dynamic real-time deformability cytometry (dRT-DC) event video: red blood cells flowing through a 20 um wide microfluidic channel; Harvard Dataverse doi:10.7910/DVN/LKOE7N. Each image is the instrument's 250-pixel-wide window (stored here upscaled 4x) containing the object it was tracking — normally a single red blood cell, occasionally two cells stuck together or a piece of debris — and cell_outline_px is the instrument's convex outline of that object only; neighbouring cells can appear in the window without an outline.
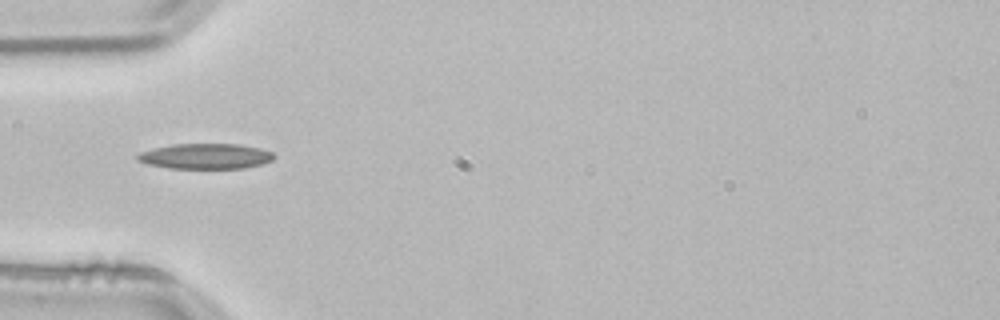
{"species": "common noctule bat (a hibernating species)", "species_latin": "Nyctalus noctula", "temperature_condition": "room temperature", "stored_images_in_passage": 6, "camera_frame_rate_fps": 3000, "um_per_image_px": 0.085, "animal": {"sex": "male", "body_mass_g": 21.5, "forearm_length_mm": 52.0}, "frame": {"image": 1, "passage_image": 1, "time_ms": 0.0, "image_size_px": [1000, 320], "cell_outline_px": [[276, 156], [272, 160], [260, 164], [244, 168], [168, 168], [148, 164], [136, 160], [136, 156], [140, 152], [172, 144], [240, 144], [260, 148], [272, 152]], "centroid_in_image_um": [17.48, 13.27], "position_along_channel_um": 67.5, "area_um2": 20.11}}